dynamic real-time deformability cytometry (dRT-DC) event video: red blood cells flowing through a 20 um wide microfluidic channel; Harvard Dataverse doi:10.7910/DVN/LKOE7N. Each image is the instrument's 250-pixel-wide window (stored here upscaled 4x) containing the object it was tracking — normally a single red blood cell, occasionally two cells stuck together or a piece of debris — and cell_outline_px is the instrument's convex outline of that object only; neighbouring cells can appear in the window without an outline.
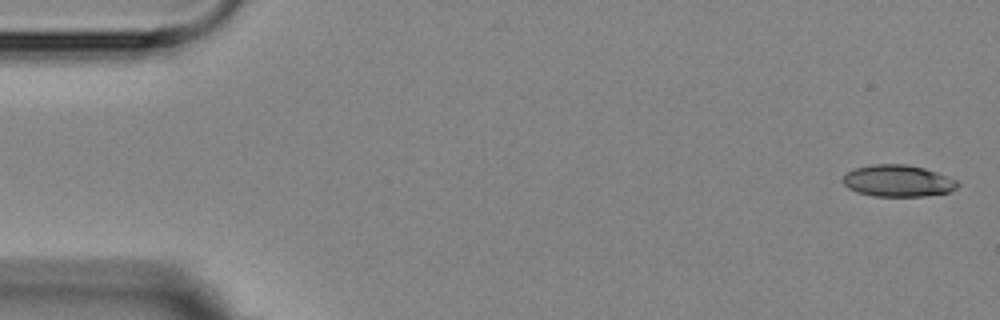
{"species": "Egyptian fruit bat (a non-hibernating species)", "species_latin": "Rousettus aegyptiacus", "temperature_condition": "room temperature", "stored_images_in_passage": 9, "camera_frame_rate_fps": 3000, "um_per_image_px": 0.085, "animal": {"sex": "female"}, "frame": {"image": 1, "passage_image": 1, "time_ms": 0.0, "image_size_px": [1000, 320], "cell_outline_px": [[960, 184], [956, 188], [948, 192], [924, 196], [872, 196], [848, 188], [840, 180], [852, 168], [872, 164], [904, 164], [924, 168], [936, 172], [956, 180]], "centroid_in_image_um": [76.29, 15.36], "position_along_channel_um": 8.7, "area_um2": 21.15}}
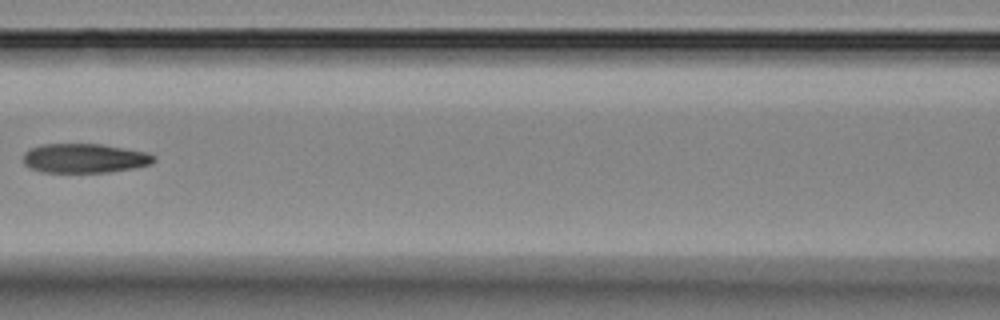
{"frame": {"image": 2, "passage_image": 6, "time_ms": 7.667, "image_size_px": [1000, 320], "cell_outline_px": [[156, 160], [152, 164], [132, 168], [108, 172], [40, 172], [28, 168], [24, 164], [24, 152], [40, 144], [100, 144], [148, 152], [156, 156]], "centroid_in_image_um": [7.19, 13.45], "position_along_channel_um": 159.4, "area_um2": 22.43}}
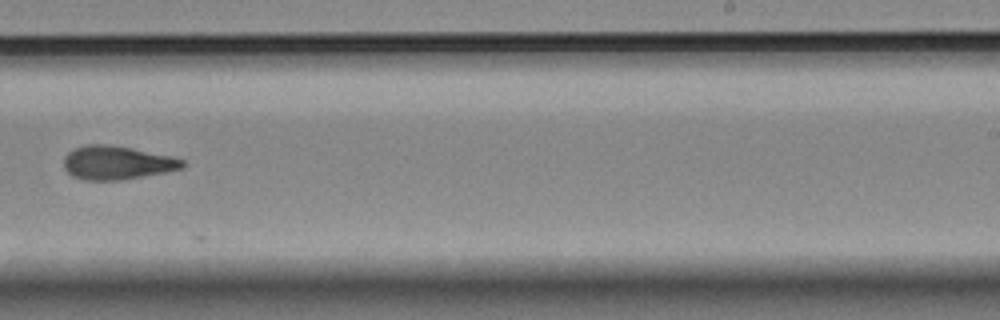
{"frame": {"image": 3, "passage_image": 9, "time_ms": 11.0, "image_size_px": [1000, 320], "cell_outline_px": [[184, 168], [124, 180], [84, 180], [72, 176], [64, 168], [64, 156], [68, 152], [84, 144], [104, 144], [132, 148], [172, 156], [184, 160]], "centroid_in_image_um": [9.93, 13.83], "position_along_channel_um": 279.1, "area_um2": 23.29}}